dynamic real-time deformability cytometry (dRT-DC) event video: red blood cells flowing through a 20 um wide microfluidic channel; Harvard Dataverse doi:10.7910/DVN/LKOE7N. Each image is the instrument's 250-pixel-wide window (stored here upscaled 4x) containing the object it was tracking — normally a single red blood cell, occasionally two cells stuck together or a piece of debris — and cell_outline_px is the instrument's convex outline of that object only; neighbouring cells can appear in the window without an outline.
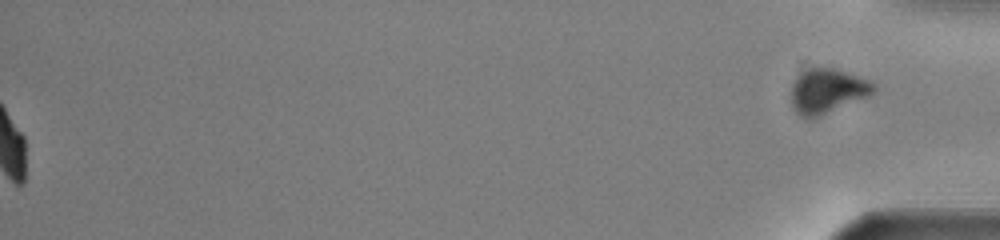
{"species": "common noctule bat (a hibernating species)", "species_latin": "Nyctalus noctula", "temperature_condition": "warm", "stored_images_in_passage": 37, "segment_of_instrument_passage": [2, 2], "camera_frame_rate_fps": 3000, "um_per_image_px": 0.085, "animal": {"sex": "male", "body_mass_g": 13.0, "forearm_length_mm": 53.1}, "frame": {"image": 1, "passage_image": 37, "time_ms": 12.0, "image_size_px": [1000, 240], "cell_outline_px": [[876, 92], [868, 96], [820, 116], [808, 120], [800, 116], [792, 108], [792, 84], [796, 76], [816, 64], [832, 68], [868, 80], [876, 88]], "centroid_in_image_um": [70.27, 7.73], "position_along_channel_um": 364.9, "area_um2": 21.56}}